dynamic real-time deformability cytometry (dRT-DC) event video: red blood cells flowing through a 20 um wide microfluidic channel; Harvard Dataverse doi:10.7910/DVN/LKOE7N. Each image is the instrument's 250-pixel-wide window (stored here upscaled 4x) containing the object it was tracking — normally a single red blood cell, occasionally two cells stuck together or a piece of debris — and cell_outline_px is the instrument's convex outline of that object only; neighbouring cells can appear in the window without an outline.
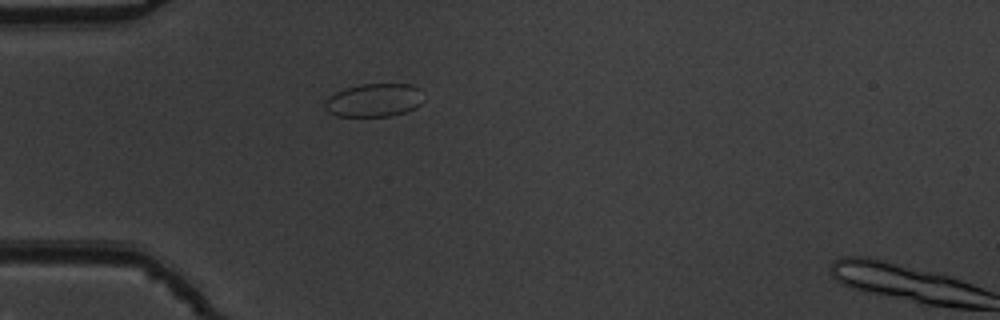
{"species": "common noctule bat (a hibernating species)", "species_latin": "Nyctalus noctula", "temperature_condition": "warm", "stored_images_in_passage": 38, "camera_frame_rate_fps": 3000, "um_per_image_px": 0.085, "animal": {"sex": "male", "body_mass_g": 19.5, "forearm_length_mm": 54.6}, "frame": {"image": 1, "passage_image": 1, "time_ms": 0.0, "image_size_px": [1000, 320], "cell_outline_px": [[424, 100], [416, 108], [392, 116], [336, 116], [328, 112], [324, 108], [324, 100], [328, 96], [344, 88], [360, 84], [412, 84], [420, 88]], "centroid_in_image_um": [31.79, 8.51], "position_along_channel_um": 53.2, "area_um2": 19.48}}
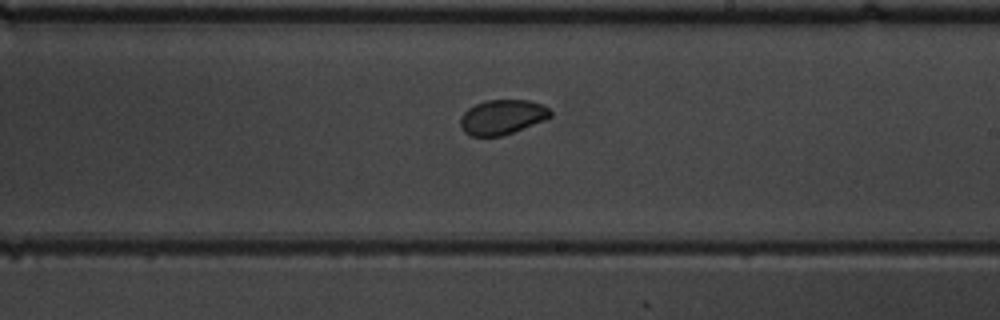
{"frame": {"image": 2, "passage_image": 17, "time_ms": 5.333, "image_size_px": [1000, 320], "cell_outline_px": [[552, 116], [544, 120], [504, 136], [472, 136], [464, 132], [460, 124], [460, 116], [468, 108], [484, 100], [528, 100], [544, 104], [552, 112]], "centroid_in_image_um": [42.69, 9.95], "position_along_channel_um": 246.3, "area_um2": 18.38}}
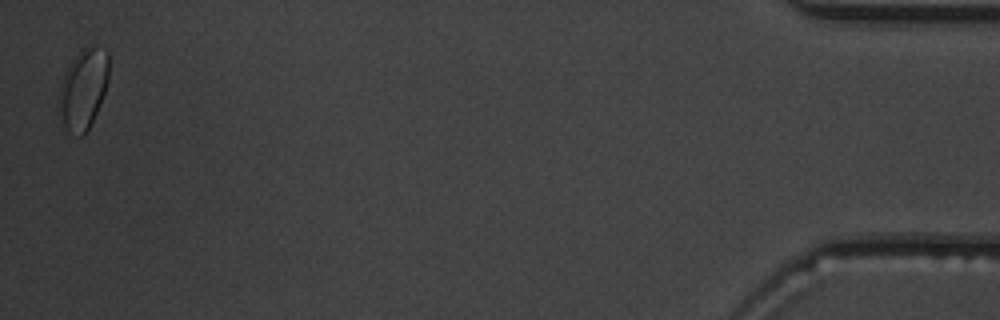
{"frame": {"image": 3, "passage_image": 38, "time_ms": 12.333, "image_size_px": [1000, 320], "cell_outline_px": [[108, 80], [104, 92], [96, 112], [84, 136], [76, 136], [68, 132], [64, 124], [56, 104], [60, 84], [64, 72], [72, 60], [84, 48], [92, 48], [108, 52]], "centroid_in_image_um": [7.03, 7.62], "position_along_channel_um": 428.2, "area_um2": 23.0}, "authors_computed_cell_mechanics": {"area_um2": 18.785, "velocity_mm_per_s": 3.8156, "shape_relaxation_time_tau1_ms": 1.7743, "shape_relaxation_time_tau2_ms": null, "deformation_change_tau1": 0.0437, "deformation_change_tau2": null}}